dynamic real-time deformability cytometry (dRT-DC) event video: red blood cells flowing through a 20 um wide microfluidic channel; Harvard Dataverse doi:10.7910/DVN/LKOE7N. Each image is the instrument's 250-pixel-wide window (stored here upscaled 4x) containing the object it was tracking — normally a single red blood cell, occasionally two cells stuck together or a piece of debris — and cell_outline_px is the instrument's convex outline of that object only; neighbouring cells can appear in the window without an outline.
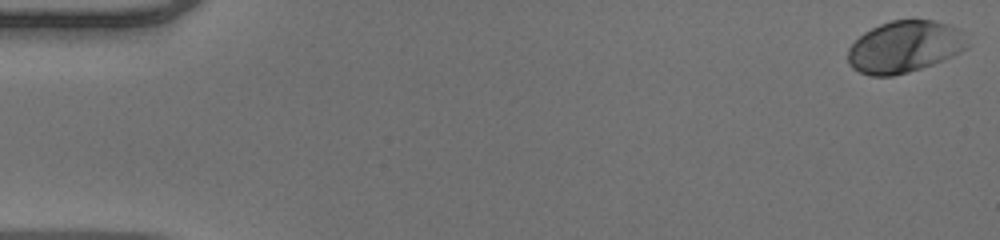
{"species": "human", "species_latin": "Homo sapiens", "temperature_condition": "warm", "stored_images_in_passage": 51, "camera_frame_rate_fps": 3000, "um_per_image_px": 0.085, "donor": {"sex": "male"}, "frame": {"image": 1, "passage_image": 1, "time_ms": 0.0, "image_size_px": [1000, 240], "cell_outline_px": [[968, 48], [952, 56], [932, 64], [908, 72], [892, 76], [872, 76], [860, 72], [852, 68], [848, 64], [848, 48], [864, 32], [880, 24], [892, 20], [932, 20], [948, 24], [960, 28], [968, 44]], "centroid_in_image_um": [76.88, 3.97], "position_along_channel_um": 8.1, "area_um2": 35.95}}
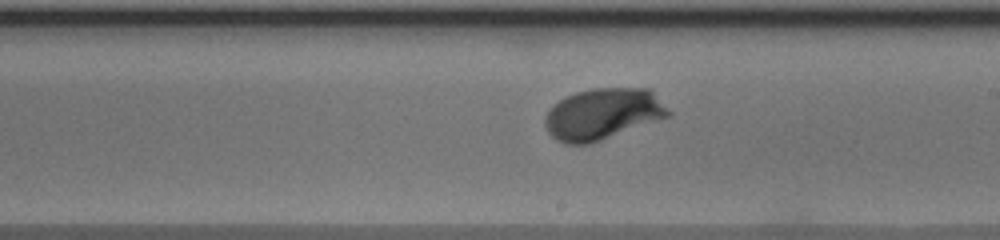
{"frame": {"image": 2, "passage_image": 30, "time_ms": 9.667, "image_size_px": [1000, 240], "cell_outline_px": [[672, 112], [668, 116], [600, 140], [588, 144], [564, 144], [556, 140], [548, 132], [544, 124], [544, 116], [552, 104], [576, 92], [592, 88], [648, 88]], "centroid_in_image_um": [51.18, 9.68], "position_along_channel_um": 237.8, "area_um2": 36.53}}
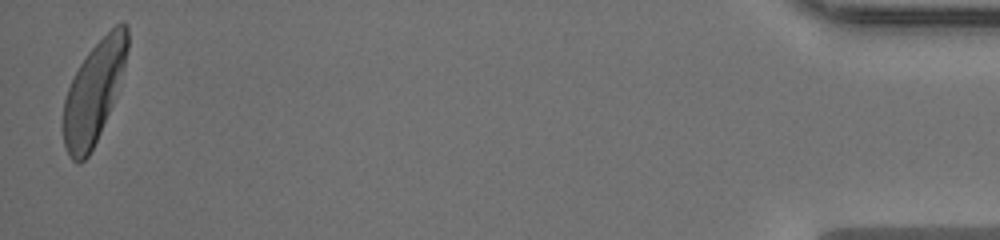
{"frame": {"image": 3, "passage_image": 51, "time_ms": 16.667, "image_size_px": [1000, 240], "cell_outline_px": [[128, 48], [124, 68], [112, 104], [100, 132], [88, 156], [80, 164], [76, 164], [72, 160], [64, 144], [64, 100], [68, 88], [80, 64], [88, 52], [116, 24], [128, 24]], "centroid_in_image_um": [7.98, 7.84], "position_along_channel_um": 427.2, "area_um2": 36.88}, "authors_computed_cell_mechanics": {"area_um2": 35.9516, "velocity_mm_per_s": 3.9899, "shape_relaxation_time_tau1_ms": 1.7286, "shape_relaxation_time_tau2_ms": null, "deformation_change_tau1": 0.1601, "deformation_change_tau2": null}}